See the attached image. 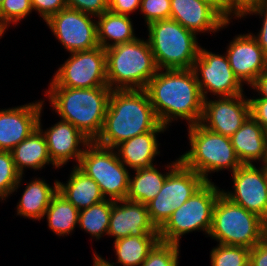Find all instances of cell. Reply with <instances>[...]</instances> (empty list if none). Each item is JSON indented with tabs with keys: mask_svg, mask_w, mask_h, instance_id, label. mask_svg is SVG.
<instances>
[{
	"mask_svg": "<svg viewBox=\"0 0 267 266\" xmlns=\"http://www.w3.org/2000/svg\"><path fill=\"white\" fill-rule=\"evenodd\" d=\"M192 69L204 100L208 98V92L214 97L244 93L243 84L232 71L225 53L215 54L200 46Z\"/></svg>",
	"mask_w": 267,
	"mask_h": 266,
	"instance_id": "13",
	"label": "cell"
},
{
	"mask_svg": "<svg viewBox=\"0 0 267 266\" xmlns=\"http://www.w3.org/2000/svg\"><path fill=\"white\" fill-rule=\"evenodd\" d=\"M207 237L218 244L251 249L265 238L264 221L257 214L247 211L220 193Z\"/></svg>",
	"mask_w": 267,
	"mask_h": 266,
	"instance_id": "7",
	"label": "cell"
},
{
	"mask_svg": "<svg viewBox=\"0 0 267 266\" xmlns=\"http://www.w3.org/2000/svg\"><path fill=\"white\" fill-rule=\"evenodd\" d=\"M96 20L94 15L66 7L45 22L63 48L74 53L99 46Z\"/></svg>",
	"mask_w": 267,
	"mask_h": 266,
	"instance_id": "12",
	"label": "cell"
},
{
	"mask_svg": "<svg viewBox=\"0 0 267 266\" xmlns=\"http://www.w3.org/2000/svg\"><path fill=\"white\" fill-rule=\"evenodd\" d=\"M250 249L217 244L210 251L211 266H249Z\"/></svg>",
	"mask_w": 267,
	"mask_h": 266,
	"instance_id": "32",
	"label": "cell"
},
{
	"mask_svg": "<svg viewBox=\"0 0 267 266\" xmlns=\"http://www.w3.org/2000/svg\"><path fill=\"white\" fill-rule=\"evenodd\" d=\"M248 15H258L259 18L261 17L263 19L261 20L262 26L259 32L256 35L253 32L251 34L257 40L258 45L262 48L264 56L267 59V1L248 9L243 13L242 18H246Z\"/></svg>",
	"mask_w": 267,
	"mask_h": 266,
	"instance_id": "36",
	"label": "cell"
},
{
	"mask_svg": "<svg viewBox=\"0 0 267 266\" xmlns=\"http://www.w3.org/2000/svg\"><path fill=\"white\" fill-rule=\"evenodd\" d=\"M114 200L105 199L79 213L78 227L96 241L108 234L111 209Z\"/></svg>",
	"mask_w": 267,
	"mask_h": 266,
	"instance_id": "30",
	"label": "cell"
},
{
	"mask_svg": "<svg viewBox=\"0 0 267 266\" xmlns=\"http://www.w3.org/2000/svg\"><path fill=\"white\" fill-rule=\"evenodd\" d=\"M230 138L242 165L266 161V131L251 115Z\"/></svg>",
	"mask_w": 267,
	"mask_h": 266,
	"instance_id": "22",
	"label": "cell"
},
{
	"mask_svg": "<svg viewBox=\"0 0 267 266\" xmlns=\"http://www.w3.org/2000/svg\"><path fill=\"white\" fill-rule=\"evenodd\" d=\"M96 18L98 44L105 50L138 38L130 16L107 10Z\"/></svg>",
	"mask_w": 267,
	"mask_h": 266,
	"instance_id": "27",
	"label": "cell"
},
{
	"mask_svg": "<svg viewBox=\"0 0 267 266\" xmlns=\"http://www.w3.org/2000/svg\"><path fill=\"white\" fill-rule=\"evenodd\" d=\"M249 266H267V238L250 249Z\"/></svg>",
	"mask_w": 267,
	"mask_h": 266,
	"instance_id": "42",
	"label": "cell"
},
{
	"mask_svg": "<svg viewBox=\"0 0 267 266\" xmlns=\"http://www.w3.org/2000/svg\"><path fill=\"white\" fill-rule=\"evenodd\" d=\"M230 67L239 81L249 86L267 69V59L251 32L236 35L225 52Z\"/></svg>",
	"mask_w": 267,
	"mask_h": 266,
	"instance_id": "18",
	"label": "cell"
},
{
	"mask_svg": "<svg viewBox=\"0 0 267 266\" xmlns=\"http://www.w3.org/2000/svg\"><path fill=\"white\" fill-rule=\"evenodd\" d=\"M107 235L115 240L127 236H159L147 205L127 199L114 201Z\"/></svg>",
	"mask_w": 267,
	"mask_h": 266,
	"instance_id": "17",
	"label": "cell"
},
{
	"mask_svg": "<svg viewBox=\"0 0 267 266\" xmlns=\"http://www.w3.org/2000/svg\"><path fill=\"white\" fill-rule=\"evenodd\" d=\"M206 181L180 162L166 177L162 189L148 204L152 223L159 230L172 213L186 202Z\"/></svg>",
	"mask_w": 267,
	"mask_h": 266,
	"instance_id": "10",
	"label": "cell"
},
{
	"mask_svg": "<svg viewBox=\"0 0 267 266\" xmlns=\"http://www.w3.org/2000/svg\"><path fill=\"white\" fill-rule=\"evenodd\" d=\"M31 5L43 21L67 7L65 0H31Z\"/></svg>",
	"mask_w": 267,
	"mask_h": 266,
	"instance_id": "39",
	"label": "cell"
},
{
	"mask_svg": "<svg viewBox=\"0 0 267 266\" xmlns=\"http://www.w3.org/2000/svg\"><path fill=\"white\" fill-rule=\"evenodd\" d=\"M54 185V186H53ZM58 192V180L54 181L52 186L39 178L30 180L26 184L25 189L19 202L16 205L17 214L20 217L40 221L47 210L52 197Z\"/></svg>",
	"mask_w": 267,
	"mask_h": 266,
	"instance_id": "26",
	"label": "cell"
},
{
	"mask_svg": "<svg viewBox=\"0 0 267 266\" xmlns=\"http://www.w3.org/2000/svg\"><path fill=\"white\" fill-rule=\"evenodd\" d=\"M67 183L58 180V192L79 211L105 200L98 183L77 166L71 168Z\"/></svg>",
	"mask_w": 267,
	"mask_h": 266,
	"instance_id": "23",
	"label": "cell"
},
{
	"mask_svg": "<svg viewBox=\"0 0 267 266\" xmlns=\"http://www.w3.org/2000/svg\"><path fill=\"white\" fill-rule=\"evenodd\" d=\"M187 128L190 149L179 156L180 161L205 181H212L208 178L211 173L225 169L233 173L242 165L230 137L213 132L200 123Z\"/></svg>",
	"mask_w": 267,
	"mask_h": 266,
	"instance_id": "5",
	"label": "cell"
},
{
	"mask_svg": "<svg viewBox=\"0 0 267 266\" xmlns=\"http://www.w3.org/2000/svg\"><path fill=\"white\" fill-rule=\"evenodd\" d=\"M42 113L41 111L38 119V128L46 138L48 153L53 164L57 168H62L68 162L75 160L76 165L73 166H77L91 140L74 125L62 119L51 127L42 129Z\"/></svg>",
	"mask_w": 267,
	"mask_h": 266,
	"instance_id": "16",
	"label": "cell"
},
{
	"mask_svg": "<svg viewBox=\"0 0 267 266\" xmlns=\"http://www.w3.org/2000/svg\"><path fill=\"white\" fill-rule=\"evenodd\" d=\"M219 188L214 182L206 181L158 230L159 240L180 245V239L186 233L200 230L208 235L214 206L221 193Z\"/></svg>",
	"mask_w": 267,
	"mask_h": 266,
	"instance_id": "8",
	"label": "cell"
},
{
	"mask_svg": "<svg viewBox=\"0 0 267 266\" xmlns=\"http://www.w3.org/2000/svg\"><path fill=\"white\" fill-rule=\"evenodd\" d=\"M205 99L200 124L231 137L250 116V102L245 93ZM209 99V100H208Z\"/></svg>",
	"mask_w": 267,
	"mask_h": 266,
	"instance_id": "14",
	"label": "cell"
},
{
	"mask_svg": "<svg viewBox=\"0 0 267 266\" xmlns=\"http://www.w3.org/2000/svg\"><path fill=\"white\" fill-rule=\"evenodd\" d=\"M93 266H110V265L102 258L100 254H97V252L94 251Z\"/></svg>",
	"mask_w": 267,
	"mask_h": 266,
	"instance_id": "45",
	"label": "cell"
},
{
	"mask_svg": "<svg viewBox=\"0 0 267 266\" xmlns=\"http://www.w3.org/2000/svg\"><path fill=\"white\" fill-rule=\"evenodd\" d=\"M44 100L0 109V150L11 151L36 128Z\"/></svg>",
	"mask_w": 267,
	"mask_h": 266,
	"instance_id": "19",
	"label": "cell"
},
{
	"mask_svg": "<svg viewBox=\"0 0 267 266\" xmlns=\"http://www.w3.org/2000/svg\"><path fill=\"white\" fill-rule=\"evenodd\" d=\"M159 124L144 89L112 90L104 125L95 142L115 148L125 140L154 130Z\"/></svg>",
	"mask_w": 267,
	"mask_h": 266,
	"instance_id": "2",
	"label": "cell"
},
{
	"mask_svg": "<svg viewBox=\"0 0 267 266\" xmlns=\"http://www.w3.org/2000/svg\"><path fill=\"white\" fill-rule=\"evenodd\" d=\"M232 190L221 193L232 202L264 219L267 216V184L263 168L255 164L241 165L232 173Z\"/></svg>",
	"mask_w": 267,
	"mask_h": 266,
	"instance_id": "15",
	"label": "cell"
},
{
	"mask_svg": "<svg viewBox=\"0 0 267 266\" xmlns=\"http://www.w3.org/2000/svg\"><path fill=\"white\" fill-rule=\"evenodd\" d=\"M266 147H267V132H266ZM265 162L267 163V158Z\"/></svg>",
	"mask_w": 267,
	"mask_h": 266,
	"instance_id": "49",
	"label": "cell"
},
{
	"mask_svg": "<svg viewBox=\"0 0 267 266\" xmlns=\"http://www.w3.org/2000/svg\"><path fill=\"white\" fill-rule=\"evenodd\" d=\"M180 157L175 161L167 164L168 172L164 174L155 165L151 168H144L134 170L135 174L131 176L129 174L128 193L127 200L140 202L147 205L152 199H154L159 191L162 189L163 183L166 180L168 174L180 163Z\"/></svg>",
	"mask_w": 267,
	"mask_h": 266,
	"instance_id": "24",
	"label": "cell"
},
{
	"mask_svg": "<svg viewBox=\"0 0 267 266\" xmlns=\"http://www.w3.org/2000/svg\"><path fill=\"white\" fill-rule=\"evenodd\" d=\"M65 2L69 8L96 17L108 10V0H65Z\"/></svg>",
	"mask_w": 267,
	"mask_h": 266,
	"instance_id": "37",
	"label": "cell"
},
{
	"mask_svg": "<svg viewBox=\"0 0 267 266\" xmlns=\"http://www.w3.org/2000/svg\"><path fill=\"white\" fill-rule=\"evenodd\" d=\"M234 4L244 13L248 9L258 4H262L267 0H233Z\"/></svg>",
	"mask_w": 267,
	"mask_h": 266,
	"instance_id": "44",
	"label": "cell"
},
{
	"mask_svg": "<svg viewBox=\"0 0 267 266\" xmlns=\"http://www.w3.org/2000/svg\"><path fill=\"white\" fill-rule=\"evenodd\" d=\"M144 90L167 129L178 119L188 126L200 123L204 99L193 69H159Z\"/></svg>",
	"mask_w": 267,
	"mask_h": 266,
	"instance_id": "1",
	"label": "cell"
},
{
	"mask_svg": "<svg viewBox=\"0 0 267 266\" xmlns=\"http://www.w3.org/2000/svg\"><path fill=\"white\" fill-rule=\"evenodd\" d=\"M31 0H4L0 6V27L6 32L10 24H18L32 13Z\"/></svg>",
	"mask_w": 267,
	"mask_h": 266,
	"instance_id": "33",
	"label": "cell"
},
{
	"mask_svg": "<svg viewBox=\"0 0 267 266\" xmlns=\"http://www.w3.org/2000/svg\"><path fill=\"white\" fill-rule=\"evenodd\" d=\"M166 129L165 126L159 124L150 132L121 142L114 148L119 160L131 171L151 168L154 166L155 157L160 154V143L157 140V135L163 133Z\"/></svg>",
	"mask_w": 267,
	"mask_h": 266,
	"instance_id": "21",
	"label": "cell"
},
{
	"mask_svg": "<svg viewBox=\"0 0 267 266\" xmlns=\"http://www.w3.org/2000/svg\"><path fill=\"white\" fill-rule=\"evenodd\" d=\"M250 88L257 92L259 97L253 96V98L267 99V69L263 71L250 85Z\"/></svg>",
	"mask_w": 267,
	"mask_h": 266,
	"instance_id": "43",
	"label": "cell"
},
{
	"mask_svg": "<svg viewBox=\"0 0 267 266\" xmlns=\"http://www.w3.org/2000/svg\"><path fill=\"white\" fill-rule=\"evenodd\" d=\"M11 153L15 168L20 175L24 174L26 168L36 171L50 164L57 169L50 159L46 138L39 128L15 146Z\"/></svg>",
	"mask_w": 267,
	"mask_h": 266,
	"instance_id": "25",
	"label": "cell"
},
{
	"mask_svg": "<svg viewBox=\"0 0 267 266\" xmlns=\"http://www.w3.org/2000/svg\"><path fill=\"white\" fill-rule=\"evenodd\" d=\"M148 41L158 69H192L200 44L195 33L173 19L147 26Z\"/></svg>",
	"mask_w": 267,
	"mask_h": 266,
	"instance_id": "6",
	"label": "cell"
},
{
	"mask_svg": "<svg viewBox=\"0 0 267 266\" xmlns=\"http://www.w3.org/2000/svg\"><path fill=\"white\" fill-rule=\"evenodd\" d=\"M105 53L107 84L112 90L145 89L159 70L148 39L138 37Z\"/></svg>",
	"mask_w": 267,
	"mask_h": 266,
	"instance_id": "4",
	"label": "cell"
},
{
	"mask_svg": "<svg viewBox=\"0 0 267 266\" xmlns=\"http://www.w3.org/2000/svg\"><path fill=\"white\" fill-rule=\"evenodd\" d=\"M139 11L143 14L145 24L170 19L171 1L170 0H141Z\"/></svg>",
	"mask_w": 267,
	"mask_h": 266,
	"instance_id": "35",
	"label": "cell"
},
{
	"mask_svg": "<svg viewBox=\"0 0 267 266\" xmlns=\"http://www.w3.org/2000/svg\"><path fill=\"white\" fill-rule=\"evenodd\" d=\"M259 165L263 168V173H264L266 184H267V163L264 162V163H261Z\"/></svg>",
	"mask_w": 267,
	"mask_h": 266,
	"instance_id": "46",
	"label": "cell"
},
{
	"mask_svg": "<svg viewBox=\"0 0 267 266\" xmlns=\"http://www.w3.org/2000/svg\"><path fill=\"white\" fill-rule=\"evenodd\" d=\"M159 236H127L114 240L116 262L103 258L110 266H141L148 253L159 242Z\"/></svg>",
	"mask_w": 267,
	"mask_h": 266,
	"instance_id": "28",
	"label": "cell"
},
{
	"mask_svg": "<svg viewBox=\"0 0 267 266\" xmlns=\"http://www.w3.org/2000/svg\"><path fill=\"white\" fill-rule=\"evenodd\" d=\"M77 167L98 183L105 199H126L130 172L119 160L114 148L91 141L86 146Z\"/></svg>",
	"mask_w": 267,
	"mask_h": 266,
	"instance_id": "9",
	"label": "cell"
},
{
	"mask_svg": "<svg viewBox=\"0 0 267 266\" xmlns=\"http://www.w3.org/2000/svg\"><path fill=\"white\" fill-rule=\"evenodd\" d=\"M45 91L53 111L80 130L91 141L100 135L112 89L48 87Z\"/></svg>",
	"mask_w": 267,
	"mask_h": 266,
	"instance_id": "3",
	"label": "cell"
},
{
	"mask_svg": "<svg viewBox=\"0 0 267 266\" xmlns=\"http://www.w3.org/2000/svg\"><path fill=\"white\" fill-rule=\"evenodd\" d=\"M69 55L50 79L49 87L94 88L108 86L105 49L98 46Z\"/></svg>",
	"mask_w": 267,
	"mask_h": 266,
	"instance_id": "11",
	"label": "cell"
},
{
	"mask_svg": "<svg viewBox=\"0 0 267 266\" xmlns=\"http://www.w3.org/2000/svg\"><path fill=\"white\" fill-rule=\"evenodd\" d=\"M6 32L0 27V39L2 38V36L5 34Z\"/></svg>",
	"mask_w": 267,
	"mask_h": 266,
	"instance_id": "48",
	"label": "cell"
},
{
	"mask_svg": "<svg viewBox=\"0 0 267 266\" xmlns=\"http://www.w3.org/2000/svg\"><path fill=\"white\" fill-rule=\"evenodd\" d=\"M170 1V19L180 23L184 28L196 35L218 33V31H221L220 29L227 28L230 24L202 0Z\"/></svg>",
	"mask_w": 267,
	"mask_h": 266,
	"instance_id": "20",
	"label": "cell"
},
{
	"mask_svg": "<svg viewBox=\"0 0 267 266\" xmlns=\"http://www.w3.org/2000/svg\"><path fill=\"white\" fill-rule=\"evenodd\" d=\"M80 211L62 194L57 192L43 215L46 216L48 227L55 235H71L78 226Z\"/></svg>",
	"mask_w": 267,
	"mask_h": 266,
	"instance_id": "29",
	"label": "cell"
},
{
	"mask_svg": "<svg viewBox=\"0 0 267 266\" xmlns=\"http://www.w3.org/2000/svg\"><path fill=\"white\" fill-rule=\"evenodd\" d=\"M23 177L15 168L11 151L0 150V201H6L12 193L17 192Z\"/></svg>",
	"mask_w": 267,
	"mask_h": 266,
	"instance_id": "31",
	"label": "cell"
},
{
	"mask_svg": "<svg viewBox=\"0 0 267 266\" xmlns=\"http://www.w3.org/2000/svg\"><path fill=\"white\" fill-rule=\"evenodd\" d=\"M141 0H109L108 10L113 13L130 16L140 8Z\"/></svg>",
	"mask_w": 267,
	"mask_h": 266,
	"instance_id": "41",
	"label": "cell"
},
{
	"mask_svg": "<svg viewBox=\"0 0 267 266\" xmlns=\"http://www.w3.org/2000/svg\"><path fill=\"white\" fill-rule=\"evenodd\" d=\"M264 221V235L267 238V216L263 219Z\"/></svg>",
	"mask_w": 267,
	"mask_h": 266,
	"instance_id": "47",
	"label": "cell"
},
{
	"mask_svg": "<svg viewBox=\"0 0 267 266\" xmlns=\"http://www.w3.org/2000/svg\"><path fill=\"white\" fill-rule=\"evenodd\" d=\"M249 102H250V115L267 132V99L250 97Z\"/></svg>",
	"mask_w": 267,
	"mask_h": 266,
	"instance_id": "40",
	"label": "cell"
},
{
	"mask_svg": "<svg viewBox=\"0 0 267 266\" xmlns=\"http://www.w3.org/2000/svg\"><path fill=\"white\" fill-rule=\"evenodd\" d=\"M180 245L159 241L141 266H178Z\"/></svg>",
	"mask_w": 267,
	"mask_h": 266,
	"instance_id": "34",
	"label": "cell"
},
{
	"mask_svg": "<svg viewBox=\"0 0 267 266\" xmlns=\"http://www.w3.org/2000/svg\"><path fill=\"white\" fill-rule=\"evenodd\" d=\"M214 9L227 23H231V19L242 18L243 12L234 4L233 0H202Z\"/></svg>",
	"mask_w": 267,
	"mask_h": 266,
	"instance_id": "38",
	"label": "cell"
}]
</instances>
